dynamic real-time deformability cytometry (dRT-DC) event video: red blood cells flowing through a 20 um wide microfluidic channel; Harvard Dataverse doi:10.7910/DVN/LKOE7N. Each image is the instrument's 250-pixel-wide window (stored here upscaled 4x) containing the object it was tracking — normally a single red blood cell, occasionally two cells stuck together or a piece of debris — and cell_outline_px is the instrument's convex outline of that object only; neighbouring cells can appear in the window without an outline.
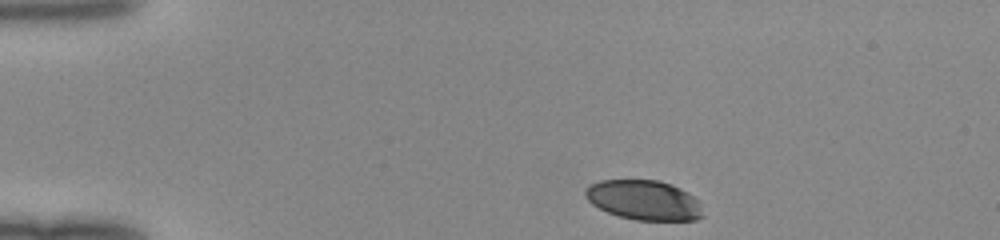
{"species": "human", "species_latin": "Homo sapiens", "temperature_condition": "room temperature", "stored_images_in_passage": 41, "camera_frame_rate_fps": 3000, "um_per_image_px": 0.085, "donor": {"sex": "female"}, "frame": {"image": 1, "passage_image": 1, "time_ms": 0.0, "image_size_px": [1000, 240], "cell_outline_px": [[704, 216], [696, 220], [636, 220], [620, 216], [608, 212], [592, 204], [584, 196], [584, 192], [592, 184], [600, 180], [660, 180], [672, 184], [688, 192], [696, 200]], "centroid_in_image_um": [54.73, 17.0], "position_along_channel_um": 30.3, "area_um2": 27.05}}
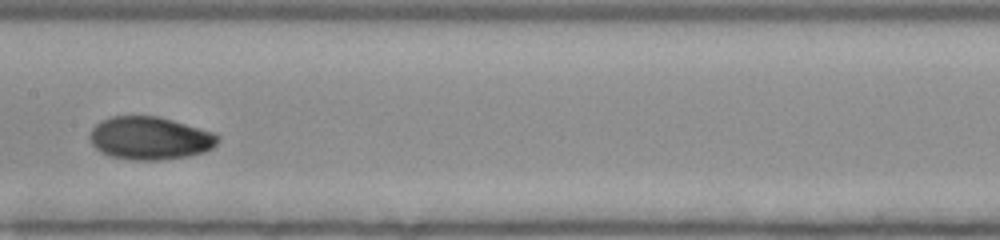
{"frame": {"image": 2, "passage_image": 18, "time_ms": 5.667, "image_size_px": [1000, 240], "cell_outline_px": [[220, 140], [212, 148], [204, 152], [188, 156], [160, 160], [132, 160], [112, 156], [100, 152], [92, 144], [88, 136], [92, 128], [100, 120], [112, 116], [160, 116], [216, 132], [220, 136]], "centroid_in_image_um": [12.77, 11.73], "position_along_channel_um": 194.6, "area_um2": 32.43}}
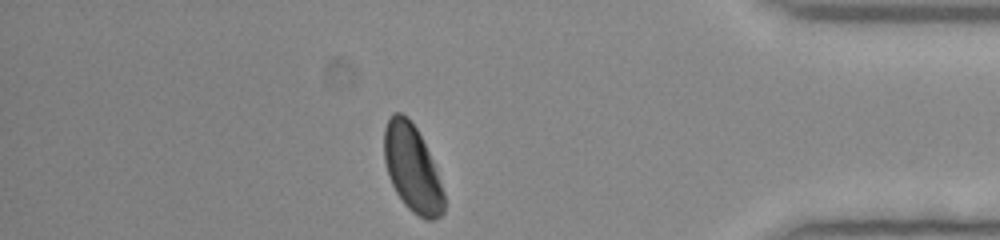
{"frame": {"image": 3, "passage_image": 35, "time_ms": 11.333, "image_size_px": [1000, 240], "cell_outline_px": [[444, 212], [440, 216], [432, 220], [424, 220], [412, 212], [404, 204], [396, 192], [388, 176], [384, 160], [384, 128], [392, 112], [400, 112], [416, 128], [428, 152], [444, 192]], "centroid_in_image_um": [35.02, 14.35], "position_along_channel_um": 400.2, "area_um2": 29.88}}